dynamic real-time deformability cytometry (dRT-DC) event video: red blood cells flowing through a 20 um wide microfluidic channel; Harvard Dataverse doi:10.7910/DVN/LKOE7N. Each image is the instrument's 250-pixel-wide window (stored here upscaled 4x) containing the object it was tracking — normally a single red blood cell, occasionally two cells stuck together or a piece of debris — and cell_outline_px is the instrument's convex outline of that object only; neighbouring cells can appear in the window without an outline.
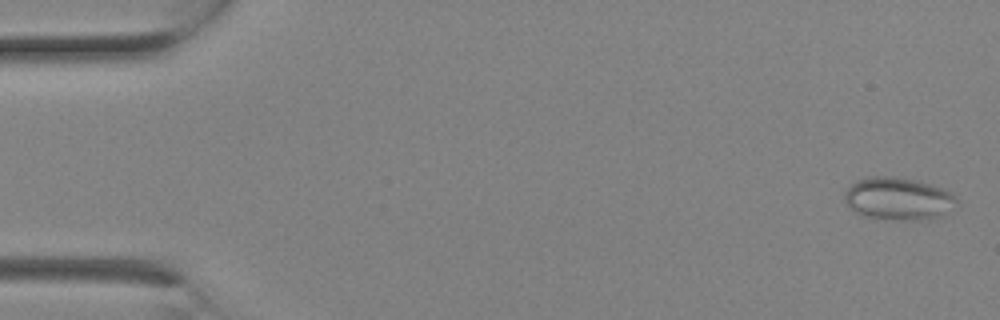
{"species": "Egyptian fruit bat (a non-hibernating species)", "species_latin": "Rousettus aegyptiacus", "temperature_condition": "room temperature", "stored_images_in_passage": 2, "camera_frame_rate_fps": 3000, "um_per_image_px": 0.085, "animal": {"sex": "female"}, "frame": {"image": 1, "passage_image": 1, "time_ms": 0.0, "image_size_px": [1000, 320], "cell_outline_px": [[956, 200], [944, 216], [920, 220], [904, 220], [860, 216], [844, 200], [844, 192], [856, 180], [868, 176], [892, 176], [916, 180], [932, 184], [944, 188], [956, 196]], "centroid_in_image_um": [76.34, 16.88], "position_along_channel_um": 8.7, "area_um2": 27.86}}